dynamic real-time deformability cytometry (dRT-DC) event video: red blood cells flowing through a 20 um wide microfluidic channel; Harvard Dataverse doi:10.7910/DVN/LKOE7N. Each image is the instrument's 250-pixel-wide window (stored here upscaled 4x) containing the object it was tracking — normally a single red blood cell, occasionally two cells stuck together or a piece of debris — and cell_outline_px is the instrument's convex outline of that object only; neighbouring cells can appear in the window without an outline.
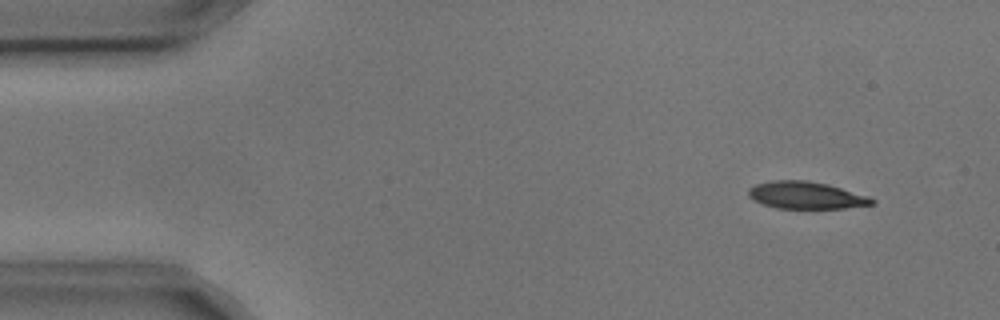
{"species": "common noctule bat (a hibernating species)", "species_latin": "Nyctalus noctula", "temperature_condition": "cold", "stored_images_in_passage": 5, "camera_frame_rate_fps": 3000, "um_per_image_px": 0.085, "animal": {"sex": "male", "body_mass_g": 17.9, "forearm_length_mm": 54.2}, "frame": {"image": 1, "passage_image": 2, "time_ms": 0.333, "image_size_px": [1000, 320], "cell_outline_px": [[876, 204], [844, 208], [776, 208], [752, 200], [748, 196], [748, 188], [756, 184], [772, 180], [804, 180], [828, 184], [868, 196], [876, 200]], "centroid_in_image_um": [68.5, 16.6], "position_along_channel_um": 16.5, "area_um2": 19.59}}